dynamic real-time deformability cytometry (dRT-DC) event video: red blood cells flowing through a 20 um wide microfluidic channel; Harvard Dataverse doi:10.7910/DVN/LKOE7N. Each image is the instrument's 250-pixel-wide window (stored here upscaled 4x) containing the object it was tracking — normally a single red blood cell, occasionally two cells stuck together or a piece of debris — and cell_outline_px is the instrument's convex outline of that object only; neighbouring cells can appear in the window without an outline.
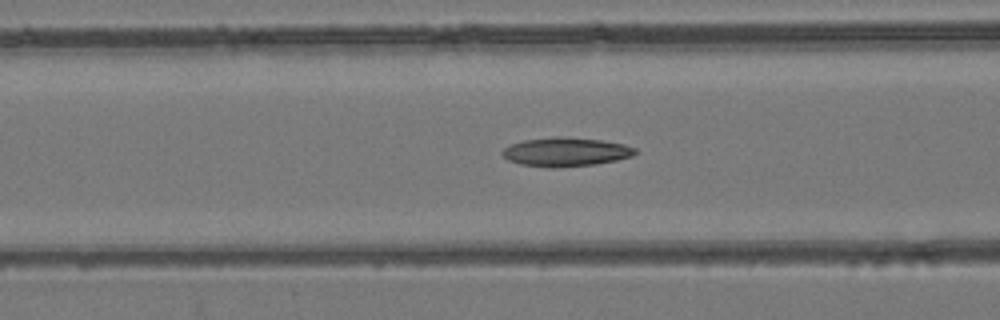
{"species": "common noctule bat (a hibernating species)", "species_latin": "Nyctalus noctula", "temperature_condition": "room temperature", "stored_images_in_passage": 45, "camera_frame_rate_fps": 3000, "um_per_image_px": 0.085, "animal": {"sex": "female", "body_mass_g": 24.6, "forearm_length_mm": 56.2}, "frame": {"image": 1, "passage_image": 20, "time_ms": 6.333, "image_size_px": [1000, 320], "cell_outline_px": [[636, 152], [632, 156], [616, 160], [596, 164], [552, 168], [548, 168], [520, 164], [508, 160], [500, 152], [504, 148], [512, 144], [524, 140], [556, 136], [560, 136], [600, 140], [624, 144], [636, 148]], "centroid_in_image_um": [48.07, 12.91], "position_along_channel_um": 118.5, "area_um2": 22.31}}
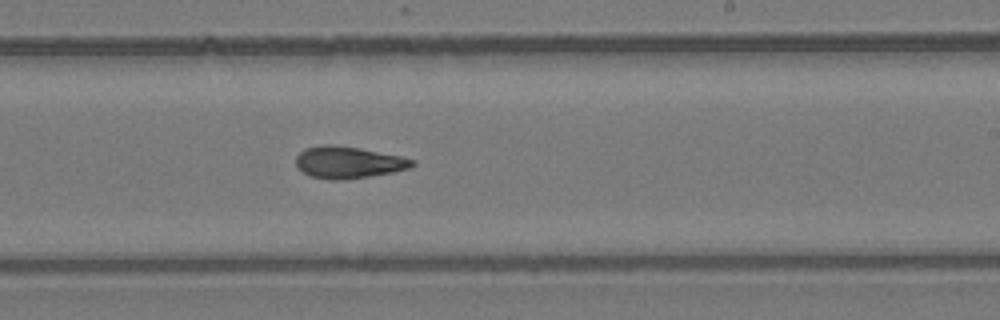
{"frame": {"image": 2, "passage_image": 30, "time_ms": 9.667, "image_size_px": [1000, 320], "cell_outline_px": [[416, 164], [408, 168], [392, 172], [344, 180], [332, 180], [312, 176], [304, 172], [296, 164], [296, 156], [304, 148], [328, 144], [360, 148], [400, 156], [416, 160]], "centroid_in_image_um": [29.62, 13.79], "position_along_channel_um": 259.4, "area_um2": 21.33}}
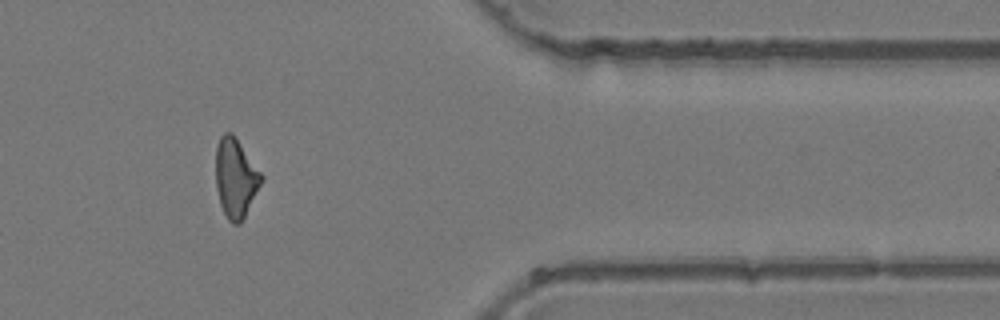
{"frame": {"image": 3, "passage_image": 41, "time_ms": 13.333, "image_size_px": [1000, 320], "cell_outline_px": [[264, 180], [240, 224], [232, 224], [228, 220], [220, 204], [216, 188], [216, 148], [220, 136], [224, 132], [232, 132], [264, 176]], "centroid_in_image_um": [20.03, 15.13], "position_along_channel_um": 391.4, "area_um2": 21.1}}